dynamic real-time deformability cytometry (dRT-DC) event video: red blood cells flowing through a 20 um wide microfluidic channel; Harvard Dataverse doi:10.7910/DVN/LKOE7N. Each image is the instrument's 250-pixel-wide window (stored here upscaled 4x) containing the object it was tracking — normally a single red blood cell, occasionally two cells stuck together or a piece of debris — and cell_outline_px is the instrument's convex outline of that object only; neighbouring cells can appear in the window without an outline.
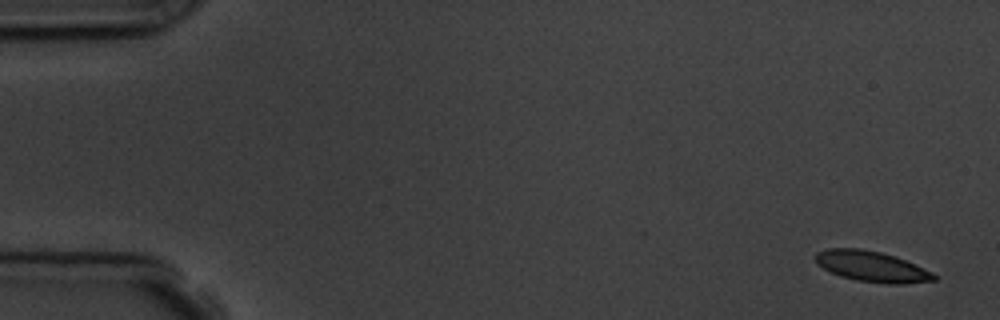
{"species": "common noctule bat (a hibernating species)", "species_latin": "Nyctalus noctula", "temperature_condition": "room temperature", "stored_images_in_passage": 5, "camera_frame_rate_fps": 3000, "um_per_image_px": 0.085, "animal": {"sex": "male", "body_mass_g": 19.5, "forearm_length_mm": 54.6}, "frame": {"image": 1, "passage_image": 1, "time_ms": 0.0, "image_size_px": [1000, 320], "cell_outline_px": [[936, 280], [900, 284], [888, 284], [856, 280], [840, 276], [816, 264], [816, 252], [828, 248], [860, 248], [880, 252], [904, 260], [932, 272], [936, 276]], "centroid_in_image_um": [74.07, 22.65], "position_along_channel_um": 10.9, "area_um2": 20.87}}
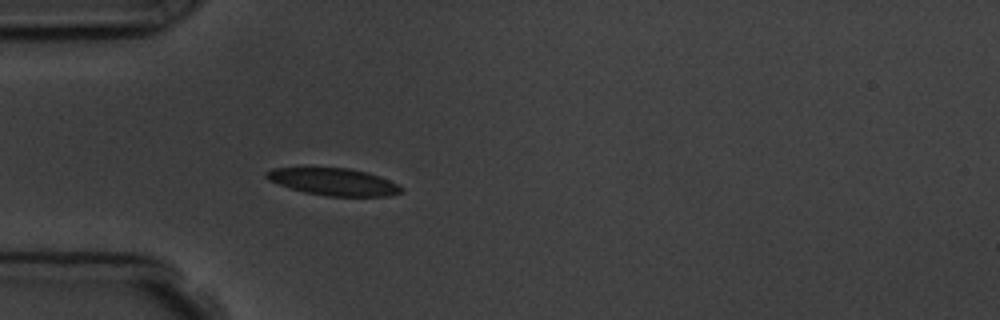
{"frame": {"image": 2, "passage_image": 5, "time_ms": 4.667, "image_size_px": [1000, 320], "cell_outline_px": [[404, 192], [388, 196], [328, 196], [304, 192], [268, 180], [264, 176], [264, 172], [272, 168], [304, 164], [308, 164], [348, 168], [368, 172], [388, 180], [404, 188]], "centroid_in_image_um": [28.25, 15.38], "position_along_channel_um": 56.7, "area_um2": 22.37}}